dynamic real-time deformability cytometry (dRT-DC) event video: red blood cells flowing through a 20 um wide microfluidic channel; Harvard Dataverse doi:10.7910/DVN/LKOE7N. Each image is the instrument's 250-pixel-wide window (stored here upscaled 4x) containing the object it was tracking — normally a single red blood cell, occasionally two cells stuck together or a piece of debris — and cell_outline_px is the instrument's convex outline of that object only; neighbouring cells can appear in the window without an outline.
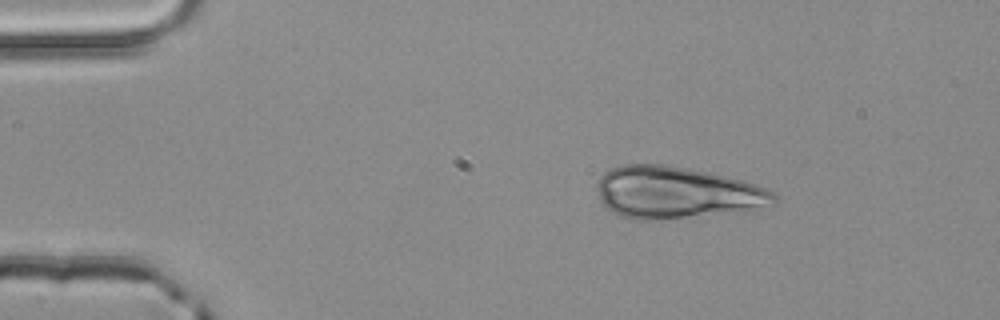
{"species": "common noctule bat (a hibernating species)", "species_latin": "Nyctalus noctula", "temperature_condition": "room temperature", "stored_images_in_passage": 3, "camera_frame_rate_fps": 3000, "um_per_image_px": 0.085, "animal": {"sex": "male", "body_mass_g": 20.4}, "frame": {"image": 1, "passage_image": 2, "time_ms": 0.333, "image_size_px": [1000, 320], "cell_outline_px": [[776, 200], [764, 204], [740, 208], [684, 216], [652, 220], [632, 220], [620, 216], [612, 212], [600, 200], [596, 188], [596, 184], [600, 176], [604, 172], [612, 168], [624, 164], [668, 164], [708, 172], [744, 180], [756, 184], [772, 192], [776, 196]], "centroid_in_image_um": [57.3, 16.31], "position_along_channel_um": 27.7, "area_um2": 51.9}}